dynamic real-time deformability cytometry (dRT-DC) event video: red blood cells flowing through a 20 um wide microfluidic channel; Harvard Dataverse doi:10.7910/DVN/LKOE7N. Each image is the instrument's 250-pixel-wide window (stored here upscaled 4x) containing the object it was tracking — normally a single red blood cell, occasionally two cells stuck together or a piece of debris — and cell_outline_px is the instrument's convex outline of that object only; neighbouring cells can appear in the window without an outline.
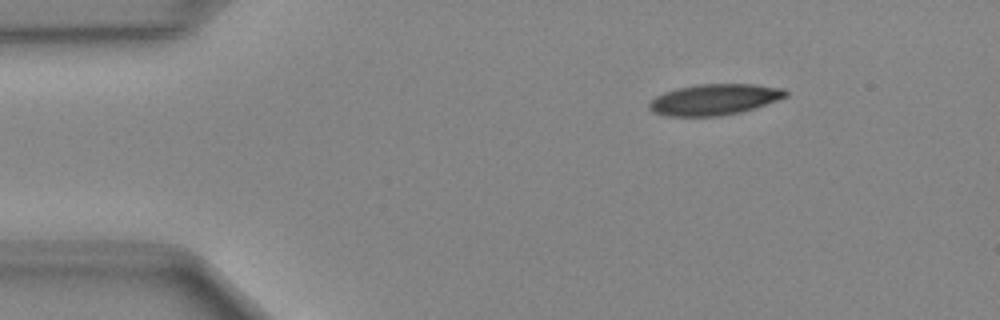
{"species": "Egyptian fruit bat (a non-hibernating species)", "species_latin": "Rousettus aegyptiacus", "temperature_condition": "cold", "stored_images_in_passage": 42, "camera_frame_rate_fps": 3000, "um_per_image_px": 0.085, "animal": {"sex": "female"}, "frame": {"image": 1, "passage_image": 1, "time_ms": 0.0, "image_size_px": [1000, 320], "cell_outline_px": [[788, 96], [756, 108], [740, 112], [720, 116], [668, 116], [652, 112], [648, 108], [648, 104], [656, 96], [664, 92], [676, 88], [700, 84], [756, 84], [784, 88], [788, 92]], "centroid_in_image_um": [60.74, 8.46], "position_along_channel_um": 24.3, "area_um2": 24.8}}
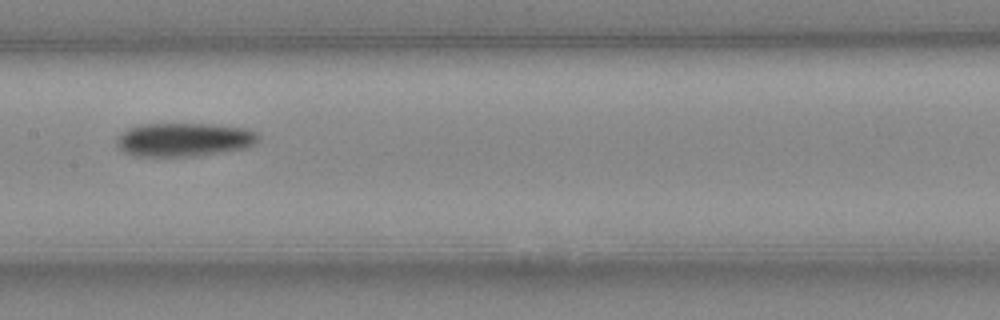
{"frame": {"image": 2, "passage_image": 18, "time_ms": 5.667, "image_size_px": [1000, 320], "cell_outline_px": [[260, 140], [256, 144], [248, 148], [196, 156], [132, 156], [116, 148], [116, 136], [120, 132], [128, 128], [140, 124], [212, 124], [244, 128], [256, 132], [260, 136]], "centroid_in_image_um": [15.62, 11.87], "position_along_channel_um": 191.8, "area_um2": 28.26}}
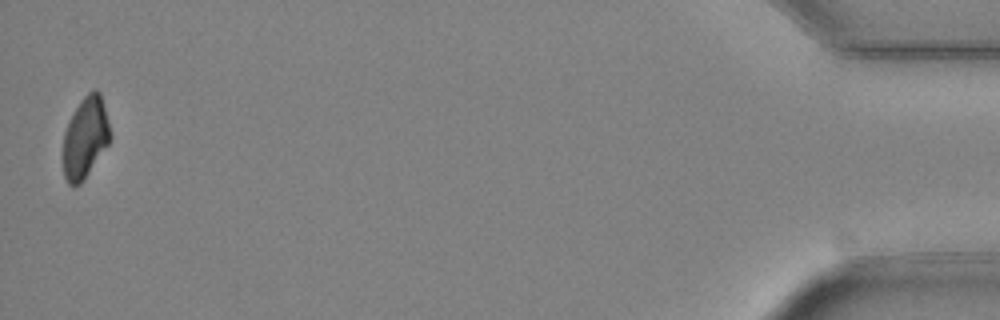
{"frame": {"image": 3, "passage_image": 42, "time_ms": 13.667, "image_size_px": [1000, 320], "cell_outline_px": [[112, 136], [108, 144], [80, 184], [68, 184], [64, 176], [60, 156], [64, 132], [68, 120], [80, 100], [92, 88], [96, 88], [100, 92], [108, 120]], "centroid_in_image_um": [7.2, 11.67], "position_along_channel_um": 428.0, "area_um2": 22.72}}